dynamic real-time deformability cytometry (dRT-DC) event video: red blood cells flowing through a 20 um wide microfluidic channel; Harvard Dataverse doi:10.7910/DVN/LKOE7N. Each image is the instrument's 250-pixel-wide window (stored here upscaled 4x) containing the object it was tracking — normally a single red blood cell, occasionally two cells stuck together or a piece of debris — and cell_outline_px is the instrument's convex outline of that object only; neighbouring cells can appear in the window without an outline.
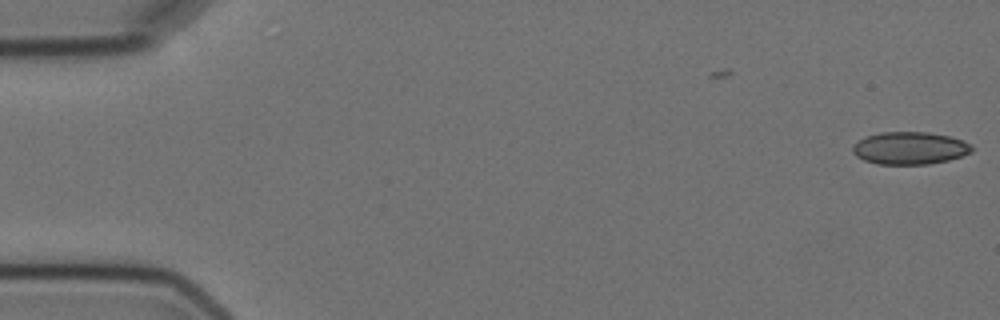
{"species": "Egyptian fruit bat (a non-hibernating species)", "species_latin": "Rousettus aegyptiacus", "temperature_condition": "cold", "stored_images_in_passage": 2, "camera_frame_rate_fps": 3000, "um_per_image_px": 0.085, "animal": {"sex": "female"}, "frame": {"image": 1, "passage_image": 2, "time_ms": 1.333, "image_size_px": [1000, 320], "cell_outline_px": [[972, 152], [948, 160], [928, 164], [876, 164], [864, 160], [856, 156], [852, 152], [852, 148], [860, 140], [868, 136], [880, 132], [928, 132], [952, 136], [964, 140], [972, 144]], "centroid_in_image_um": [77.37, 12.58], "position_along_channel_um": 7.6, "area_um2": 22.6}}